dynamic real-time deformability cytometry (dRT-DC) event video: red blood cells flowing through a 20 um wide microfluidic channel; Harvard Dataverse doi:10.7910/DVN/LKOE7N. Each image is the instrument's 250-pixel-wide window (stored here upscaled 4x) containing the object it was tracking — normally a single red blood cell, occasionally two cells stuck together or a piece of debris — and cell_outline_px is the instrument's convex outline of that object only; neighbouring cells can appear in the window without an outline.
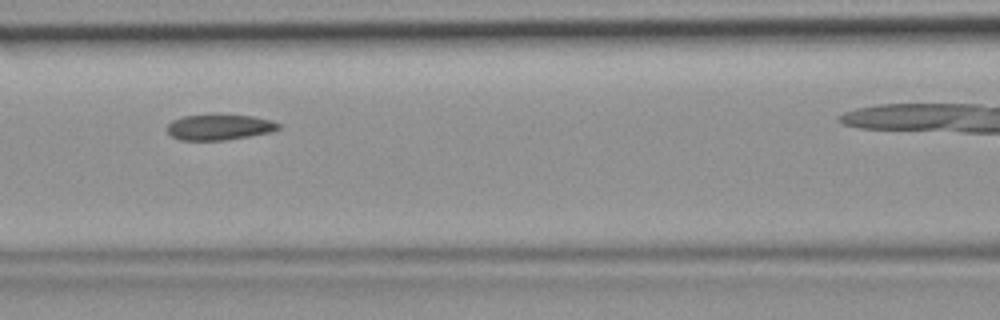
{"species": "common noctule bat (a hibernating species)", "species_latin": "Nyctalus noctula", "temperature_condition": "room temperature", "stored_images_in_passage": 6, "camera_frame_rate_fps": 3000, "um_per_image_px": 0.085, "animal": {"sex": "female", "body_mass_g": 19.9}, "frame": {"image": 1, "passage_image": 5, "time_ms": 1.333, "image_size_px": [1000, 320], "cell_outline_px": [[280, 128], [272, 132], [224, 140], [180, 140], [172, 136], [168, 132], [168, 124], [172, 120], [184, 116], [220, 112], [252, 116], [272, 120], [280, 124]], "centroid_in_image_um": [18.66, 10.76], "position_along_channel_um": 147.9, "area_um2": 17.17}}